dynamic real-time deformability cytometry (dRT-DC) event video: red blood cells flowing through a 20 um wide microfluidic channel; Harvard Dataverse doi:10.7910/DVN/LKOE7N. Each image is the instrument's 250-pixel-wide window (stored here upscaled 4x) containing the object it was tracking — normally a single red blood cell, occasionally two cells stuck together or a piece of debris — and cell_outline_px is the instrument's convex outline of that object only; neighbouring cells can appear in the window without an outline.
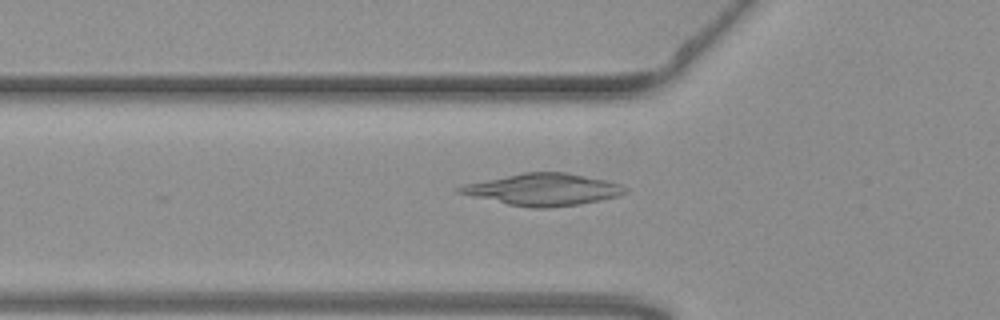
{"species": "common noctule bat (a hibernating species)", "species_latin": "Nyctalus noctula", "temperature_condition": "warm", "stored_images_in_passage": 49, "camera_frame_rate_fps": 3000, "um_per_image_px": 0.085, "animal": {"sex": "female", "body_mass_g": 19.3, "forearm_length_mm": 54.1}, "frame": {"image": 1, "passage_image": 13, "time_ms": 4.0, "image_size_px": [1000, 320], "cell_outline_px": [[628, 192], [620, 196], [580, 204], [548, 208], [532, 208], [508, 204], [472, 196], [456, 192], [456, 188], [464, 184], [524, 172], [568, 172], [608, 180], [620, 184], [628, 188]], "centroid_in_image_um": [46.23, 16.1], "position_along_channel_um": 79.6, "area_um2": 30.87}}
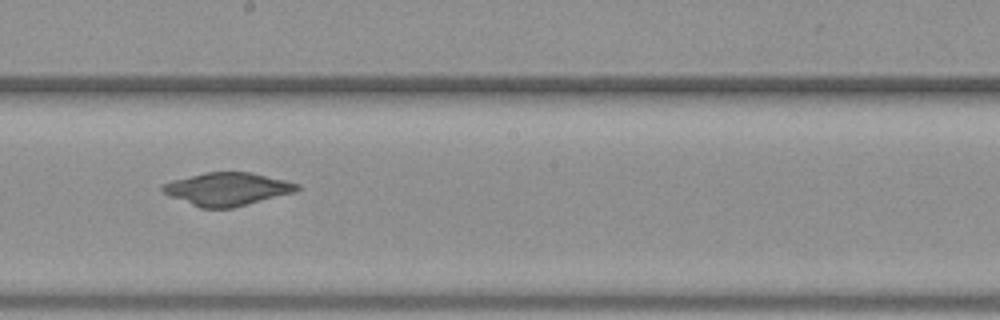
{"frame": {"image": 2, "passage_image": 25, "time_ms": 8.0, "image_size_px": [1000, 320], "cell_outline_px": [[300, 188], [296, 192], [232, 208], [200, 208], [168, 196], [160, 188], [164, 184], [172, 180], [204, 172], [252, 172], [300, 184]], "centroid_in_image_um": [19.31, 16.07], "position_along_channel_um": 228.9, "area_um2": 25.89}}
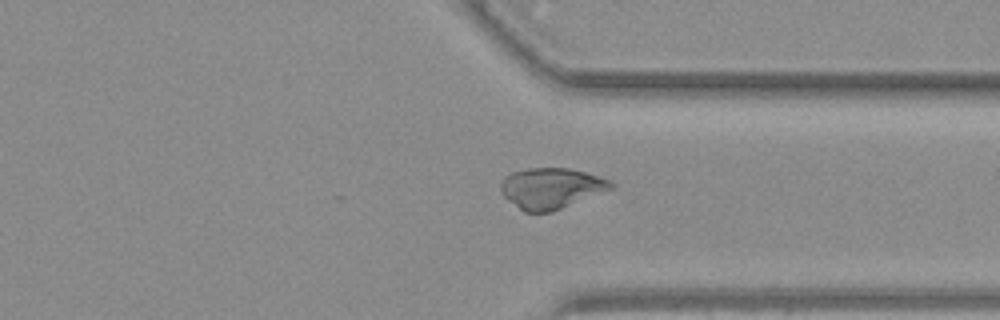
{"frame": {"image": 3, "passage_image": 36, "time_ms": 11.667, "image_size_px": [1000, 320], "cell_outline_px": [[616, 188], [552, 212], [524, 212], [508, 200], [500, 192], [500, 184], [504, 176], [512, 172], [528, 168], [568, 168], [584, 172], [608, 180], [616, 184]], "centroid_in_image_um": [46.85, 16.01], "position_along_channel_um": 364.6, "area_um2": 26.36}}